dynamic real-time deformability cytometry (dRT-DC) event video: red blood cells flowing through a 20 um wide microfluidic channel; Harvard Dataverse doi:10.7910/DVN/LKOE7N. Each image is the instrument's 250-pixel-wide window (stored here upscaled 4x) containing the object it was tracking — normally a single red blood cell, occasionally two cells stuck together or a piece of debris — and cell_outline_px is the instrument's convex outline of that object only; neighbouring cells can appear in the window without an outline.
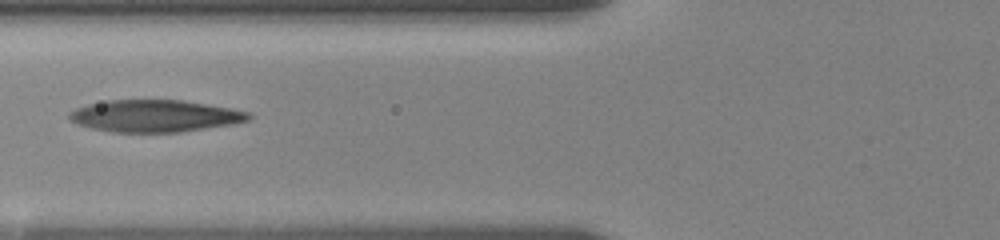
{"species": "human", "species_latin": "Homo sapiens", "temperature_condition": "room temperature", "stored_images_in_passage": 12, "camera_frame_rate_fps": 3000, "um_per_image_px": 0.085, "donor": {"sex": "female"}, "frame": {"image": 1, "passage_image": 9, "time_ms": 7.667, "image_size_px": [1000, 240], "cell_outline_px": [[252, 116], [248, 120], [232, 124], [180, 132], [112, 132], [92, 128], [76, 124], [68, 116], [68, 112], [76, 108], [88, 104], [108, 100], [184, 100], [232, 108], [248, 112]], "centroid_in_image_um": [13.15, 9.85], "position_along_channel_um": 112.6, "area_um2": 33.47}}
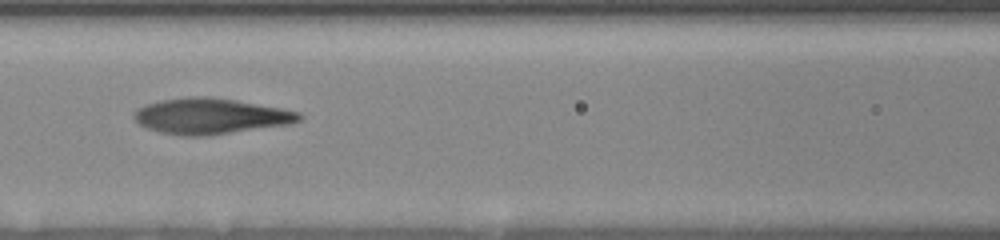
{"frame": {"image": 2, "passage_image": 10, "time_ms": 8.667, "image_size_px": [1000, 240], "cell_outline_px": [[304, 116], [300, 120], [292, 124], [208, 136], [180, 136], [160, 132], [148, 128], [140, 124], [132, 116], [132, 112], [136, 108], [144, 104], [160, 100], [192, 96], [204, 96], [236, 100], [280, 108], [300, 112]], "centroid_in_image_um": [17.88, 9.88], "position_along_channel_um": 148.7, "area_um2": 34.74}}
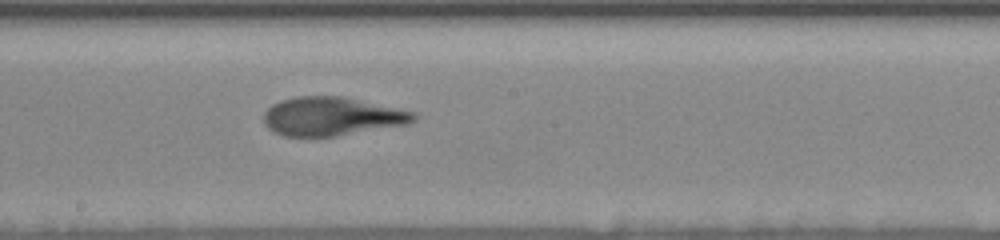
{"frame": {"image": 3, "passage_image": 12, "time_ms": 10.667, "image_size_px": [1000, 240], "cell_outline_px": [[416, 120], [408, 124], [336, 136], [284, 136], [272, 132], [264, 124], [264, 112], [272, 104], [280, 100], [296, 96], [344, 96], [416, 112]], "centroid_in_image_um": [28.19, 9.88], "position_along_channel_um": 220.0, "area_um2": 33.93}}